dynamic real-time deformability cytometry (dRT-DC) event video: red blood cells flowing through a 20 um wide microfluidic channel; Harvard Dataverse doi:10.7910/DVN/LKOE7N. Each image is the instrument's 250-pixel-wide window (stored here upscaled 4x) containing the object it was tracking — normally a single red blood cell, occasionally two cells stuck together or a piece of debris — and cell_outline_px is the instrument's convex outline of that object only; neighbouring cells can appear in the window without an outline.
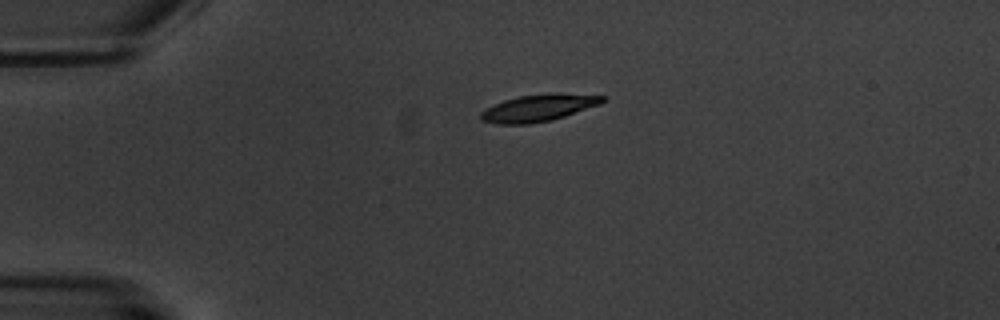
{"species": "common noctule bat (a hibernating species)", "species_latin": "Nyctalus noctula", "temperature_condition": "warm", "stored_images_in_passage": 2, "camera_frame_rate_fps": 3000, "um_per_image_px": 0.085, "animal": {"sex": "male", "body_mass_g": 20.1, "forearm_length_mm": 53.5}, "frame": {"image": 1, "passage_image": 1, "time_ms": 0.0, "image_size_px": [1000, 320], "cell_outline_px": [[604, 100], [600, 104], [552, 120], [528, 124], [496, 124], [480, 120], [480, 112], [484, 108], [504, 100], [520, 96], [604, 96]], "centroid_in_image_um": [45.59, 9.25], "position_along_channel_um": 39.4, "area_um2": 17.92}}